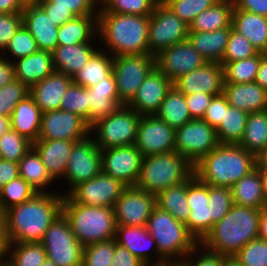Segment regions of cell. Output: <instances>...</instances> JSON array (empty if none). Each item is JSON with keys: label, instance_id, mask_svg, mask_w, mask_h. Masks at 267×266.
<instances>
[{"label": "cell", "instance_id": "67", "mask_svg": "<svg viewBox=\"0 0 267 266\" xmlns=\"http://www.w3.org/2000/svg\"><path fill=\"white\" fill-rule=\"evenodd\" d=\"M24 8L21 0H0V13L22 12Z\"/></svg>", "mask_w": 267, "mask_h": 266}, {"label": "cell", "instance_id": "32", "mask_svg": "<svg viewBox=\"0 0 267 266\" xmlns=\"http://www.w3.org/2000/svg\"><path fill=\"white\" fill-rule=\"evenodd\" d=\"M41 118V109L28 95L16 105L10 117V128L35 142L39 138Z\"/></svg>", "mask_w": 267, "mask_h": 266}, {"label": "cell", "instance_id": "47", "mask_svg": "<svg viewBox=\"0 0 267 266\" xmlns=\"http://www.w3.org/2000/svg\"><path fill=\"white\" fill-rule=\"evenodd\" d=\"M157 3V0H100L99 12L151 15Z\"/></svg>", "mask_w": 267, "mask_h": 266}, {"label": "cell", "instance_id": "18", "mask_svg": "<svg viewBox=\"0 0 267 266\" xmlns=\"http://www.w3.org/2000/svg\"><path fill=\"white\" fill-rule=\"evenodd\" d=\"M134 145L143 157L175 150V130L156 115L141 116Z\"/></svg>", "mask_w": 267, "mask_h": 266}, {"label": "cell", "instance_id": "48", "mask_svg": "<svg viewBox=\"0 0 267 266\" xmlns=\"http://www.w3.org/2000/svg\"><path fill=\"white\" fill-rule=\"evenodd\" d=\"M38 50L39 48L35 39L26 27L22 25L0 54L9 61L14 62L17 59L31 55Z\"/></svg>", "mask_w": 267, "mask_h": 266}, {"label": "cell", "instance_id": "49", "mask_svg": "<svg viewBox=\"0 0 267 266\" xmlns=\"http://www.w3.org/2000/svg\"><path fill=\"white\" fill-rule=\"evenodd\" d=\"M210 231L213 225L220 221L234 205L230 187L209 185Z\"/></svg>", "mask_w": 267, "mask_h": 266}, {"label": "cell", "instance_id": "4", "mask_svg": "<svg viewBox=\"0 0 267 266\" xmlns=\"http://www.w3.org/2000/svg\"><path fill=\"white\" fill-rule=\"evenodd\" d=\"M256 168V156L240 145L219 144L194 165V175L202 182L232 187Z\"/></svg>", "mask_w": 267, "mask_h": 266}, {"label": "cell", "instance_id": "27", "mask_svg": "<svg viewBox=\"0 0 267 266\" xmlns=\"http://www.w3.org/2000/svg\"><path fill=\"white\" fill-rule=\"evenodd\" d=\"M100 43L88 42L76 45H57L51 52L55 71L73 77L100 48Z\"/></svg>", "mask_w": 267, "mask_h": 266}, {"label": "cell", "instance_id": "76", "mask_svg": "<svg viewBox=\"0 0 267 266\" xmlns=\"http://www.w3.org/2000/svg\"><path fill=\"white\" fill-rule=\"evenodd\" d=\"M160 266H183L181 263H166Z\"/></svg>", "mask_w": 267, "mask_h": 266}, {"label": "cell", "instance_id": "33", "mask_svg": "<svg viewBox=\"0 0 267 266\" xmlns=\"http://www.w3.org/2000/svg\"><path fill=\"white\" fill-rule=\"evenodd\" d=\"M58 45H76L100 42L98 16H76L61 25L58 30Z\"/></svg>", "mask_w": 267, "mask_h": 266}, {"label": "cell", "instance_id": "41", "mask_svg": "<svg viewBox=\"0 0 267 266\" xmlns=\"http://www.w3.org/2000/svg\"><path fill=\"white\" fill-rule=\"evenodd\" d=\"M156 205L186 223L191 212L187 201V181L161 191L156 196Z\"/></svg>", "mask_w": 267, "mask_h": 266}, {"label": "cell", "instance_id": "52", "mask_svg": "<svg viewBox=\"0 0 267 266\" xmlns=\"http://www.w3.org/2000/svg\"><path fill=\"white\" fill-rule=\"evenodd\" d=\"M114 255V239L83 247L82 266H111Z\"/></svg>", "mask_w": 267, "mask_h": 266}, {"label": "cell", "instance_id": "51", "mask_svg": "<svg viewBox=\"0 0 267 266\" xmlns=\"http://www.w3.org/2000/svg\"><path fill=\"white\" fill-rule=\"evenodd\" d=\"M88 90L86 87L71 83L63 95L60 109L79 115L88 125Z\"/></svg>", "mask_w": 267, "mask_h": 266}, {"label": "cell", "instance_id": "66", "mask_svg": "<svg viewBox=\"0 0 267 266\" xmlns=\"http://www.w3.org/2000/svg\"><path fill=\"white\" fill-rule=\"evenodd\" d=\"M255 82L267 90V53H260V67Z\"/></svg>", "mask_w": 267, "mask_h": 266}, {"label": "cell", "instance_id": "72", "mask_svg": "<svg viewBox=\"0 0 267 266\" xmlns=\"http://www.w3.org/2000/svg\"><path fill=\"white\" fill-rule=\"evenodd\" d=\"M261 178H262L264 197L267 204V172H261Z\"/></svg>", "mask_w": 267, "mask_h": 266}, {"label": "cell", "instance_id": "75", "mask_svg": "<svg viewBox=\"0 0 267 266\" xmlns=\"http://www.w3.org/2000/svg\"><path fill=\"white\" fill-rule=\"evenodd\" d=\"M41 266H56L49 258H47Z\"/></svg>", "mask_w": 267, "mask_h": 266}, {"label": "cell", "instance_id": "64", "mask_svg": "<svg viewBox=\"0 0 267 266\" xmlns=\"http://www.w3.org/2000/svg\"><path fill=\"white\" fill-rule=\"evenodd\" d=\"M15 79L14 63L0 54V88Z\"/></svg>", "mask_w": 267, "mask_h": 266}, {"label": "cell", "instance_id": "57", "mask_svg": "<svg viewBox=\"0 0 267 266\" xmlns=\"http://www.w3.org/2000/svg\"><path fill=\"white\" fill-rule=\"evenodd\" d=\"M226 256L206 249L199 243L180 262L183 266H225Z\"/></svg>", "mask_w": 267, "mask_h": 266}, {"label": "cell", "instance_id": "68", "mask_svg": "<svg viewBox=\"0 0 267 266\" xmlns=\"http://www.w3.org/2000/svg\"><path fill=\"white\" fill-rule=\"evenodd\" d=\"M259 238L267 241V206L261 209L259 218Z\"/></svg>", "mask_w": 267, "mask_h": 266}, {"label": "cell", "instance_id": "56", "mask_svg": "<svg viewBox=\"0 0 267 266\" xmlns=\"http://www.w3.org/2000/svg\"><path fill=\"white\" fill-rule=\"evenodd\" d=\"M233 257L243 266H267V241L260 238L251 240Z\"/></svg>", "mask_w": 267, "mask_h": 266}, {"label": "cell", "instance_id": "7", "mask_svg": "<svg viewBox=\"0 0 267 266\" xmlns=\"http://www.w3.org/2000/svg\"><path fill=\"white\" fill-rule=\"evenodd\" d=\"M194 165L176 151L143 157L136 187L157 196L170 186L188 181Z\"/></svg>", "mask_w": 267, "mask_h": 266}, {"label": "cell", "instance_id": "65", "mask_svg": "<svg viewBox=\"0 0 267 266\" xmlns=\"http://www.w3.org/2000/svg\"><path fill=\"white\" fill-rule=\"evenodd\" d=\"M44 10L48 14V16L53 20L54 24L58 27L76 17L69 9L67 10L44 9Z\"/></svg>", "mask_w": 267, "mask_h": 266}, {"label": "cell", "instance_id": "44", "mask_svg": "<svg viewBox=\"0 0 267 266\" xmlns=\"http://www.w3.org/2000/svg\"><path fill=\"white\" fill-rule=\"evenodd\" d=\"M224 83L244 84L255 82L260 67V52L250 58L221 63Z\"/></svg>", "mask_w": 267, "mask_h": 266}, {"label": "cell", "instance_id": "60", "mask_svg": "<svg viewBox=\"0 0 267 266\" xmlns=\"http://www.w3.org/2000/svg\"><path fill=\"white\" fill-rule=\"evenodd\" d=\"M213 97L210 94L201 92L185 95L187 108L192 119H202L204 117Z\"/></svg>", "mask_w": 267, "mask_h": 266}, {"label": "cell", "instance_id": "28", "mask_svg": "<svg viewBox=\"0 0 267 266\" xmlns=\"http://www.w3.org/2000/svg\"><path fill=\"white\" fill-rule=\"evenodd\" d=\"M74 141L68 140H43L38 139L33 142V148L41 157L48 174L57 183L63 179L69 155L74 145ZM61 180V181H60Z\"/></svg>", "mask_w": 267, "mask_h": 266}, {"label": "cell", "instance_id": "39", "mask_svg": "<svg viewBox=\"0 0 267 266\" xmlns=\"http://www.w3.org/2000/svg\"><path fill=\"white\" fill-rule=\"evenodd\" d=\"M238 145L255 156L267 148V109L249 113Z\"/></svg>", "mask_w": 267, "mask_h": 266}, {"label": "cell", "instance_id": "31", "mask_svg": "<svg viewBox=\"0 0 267 266\" xmlns=\"http://www.w3.org/2000/svg\"><path fill=\"white\" fill-rule=\"evenodd\" d=\"M13 63L15 79L28 88L55 71L52 53L44 50H38L31 55L17 59Z\"/></svg>", "mask_w": 267, "mask_h": 266}, {"label": "cell", "instance_id": "69", "mask_svg": "<svg viewBox=\"0 0 267 266\" xmlns=\"http://www.w3.org/2000/svg\"><path fill=\"white\" fill-rule=\"evenodd\" d=\"M7 241L5 237L4 219L0 215V259H6Z\"/></svg>", "mask_w": 267, "mask_h": 266}, {"label": "cell", "instance_id": "54", "mask_svg": "<svg viewBox=\"0 0 267 266\" xmlns=\"http://www.w3.org/2000/svg\"><path fill=\"white\" fill-rule=\"evenodd\" d=\"M259 52L241 34L230 28V36L221 63L234 62L253 57Z\"/></svg>", "mask_w": 267, "mask_h": 266}, {"label": "cell", "instance_id": "23", "mask_svg": "<svg viewBox=\"0 0 267 266\" xmlns=\"http://www.w3.org/2000/svg\"><path fill=\"white\" fill-rule=\"evenodd\" d=\"M223 84V66L216 62H207L174 82V86L184 95L201 92L217 96L222 94Z\"/></svg>", "mask_w": 267, "mask_h": 266}, {"label": "cell", "instance_id": "77", "mask_svg": "<svg viewBox=\"0 0 267 266\" xmlns=\"http://www.w3.org/2000/svg\"><path fill=\"white\" fill-rule=\"evenodd\" d=\"M0 266H11V265H9V263L8 262H6L5 260L0 264Z\"/></svg>", "mask_w": 267, "mask_h": 266}, {"label": "cell", "instance_id": "74", "mask_svg": "<svg viewBox=\"0 0 267 266\" xmlns=\"http://www.w3.org/2000/svg\"><path fill=\"white\" fill-rule=\"evenodd\" d=\"M24 6L27 5H38L42 3L44 0H21Z\"/></svg>", "mask_w": 267, "mask_h": 266}, {"label": "cell", "instance_id": "12", "mask_svg": "<svg viewBox=\"0 0 267 266\" xmlns=\"http://www.w3.org/2000/svg\"><path fill=\"white\" fill-rule=\"evenodd\" d=\"M156 66L151 54L113 56V72L116 78L119 100L127 105L139 86Z\"/></svg>", "mask_w": 267, "mask_h": 266}, {"label": "cell", "instance_id": "70", "mask_svg": "<svg viewBox=\"0 0 267 266\" xmlns=\"http://www.w3.org/2000/svg\"><path fill=\"white\" fill-rule=\"evenodd\" d=\"M256 168L261 172H267V148L256 156Z\"/></svg>", "mask_w": 267, "mask_h": 266}, {"label": "cell", "instance_id": "11", "mask_svg": "<svg viewBox=\"0 0 267 266\" xmlns=\"http://www.w3.org/2000/svg\"><path fill=\"white\" fill-rule=\"evenodd\" d=\"M102 172L101 149L95 144L94 138L88 135L86 138L74 143L63 181L66 190L60 193L67 195L78 184L88 181Z\"/></svg>", "mask_w": 267, "mask_h": 266}, {"label": "cell", "instance_id": "10", "mask_svg": "<svg viewBox=\"0 0 267 266\" xmlns=\"http://www.w3.org/2000/svg\"><path fill=\"white\" fill-rule=\"evenodd\" d=\"M189 25L175 15L163 2H158L150 15L149 54L159 55L163 50L188 40Z\"/></svg>", "mask_w": 267, "mask_h": 266}, {"label": "cell", "instance_id": "9", "mask_svg": "<svg viewBox=\"0 0 267 266\" xmlns=\"http://www.w3.org/2000/svg\"><path fill=\"white\" fill-rule=\"evenodd\" d=\"M41 243L47 258L56 266H82L84 246L75 238L62 213L48 227Z\"/></svg>", "mask_w": 267, "mask_h": 266}, {"label": "cell", "instance_id": "35", "mask_svg": "<svg viewBox=\"0 0 267 266\" xmlns=\"http://www.w3.org/2000/svg\"><path fill=\"white\" fill-rule=\"evenodd\" d=\"M229 36L230 28L212 32L189 31L188 40L207 62L221 64Z\"/></svg>", "mask_w": 267, "mask_h": 266}, {"label": "cell", "instance_id": "62", "mask_svg": "<svg viewBox=\"0 0 267 266\" xmlns=\"http://www.w3.org/2000/svg\"><path fill=\"white\" fill-rule=\"evenodd\" d=\"M234 7L267 17V0H233Z\"/></svg>", "mask_w": 267, "mask_h": 266}, {"label": "cell", "instance_id": "42", "mask_svg": "<svg viewBox=\"0 0 267 266\" xmlns=\"http://www.w3.org/2000/svg\"><path fill=\"white\" fill-rule=\"evenodd\" d=\"M248 116L247 112L230 105L224 109L222 122L216 128L218 143L238 145L243 137Z\"/></svg>", "mask_w": 267, "mask_h": 266}, {"label": "cell", "instance_id": "61", "mask_svg": "<svg viewBox=\"0 0 267 266\" xmlns=\"http://www.w3.org/2000/svg\"><path fill=\"white\" fill-rule=\"evenodd\" d=\"M111 266H146L127 248L118 245L114 239V255Z\"/></svg>", "mask_w": 267, "mask_h": 266}, {"label": "cell", "instance_id": "59", "mask_svg": "<svg viewBox=\"0 0 267 266\" xmlns=\"http://www.w3.org/2000/svg\"><path fill=\"white\" fill-rule=\"evenodd\" d=\"M228 106L229 103L223 94L214 96L202 119L216 129L222 122L224 109Z\"/></svg>", "mask_w": 267, "mask_h": 266}, {"label": "cell", "instance_id": "17", "mask_svg": "<svg viewBox=\"0 0 267 266\" xmlns=\"http://www.w3.org/2000/svg\"><path fill=\"white\" fill-rule=\"evenodd\" d=\"M90 135V127L79 115L61 109L42 113L39 138L80 141Z\"/></svg>", "mask_w": 267, "mask_h": 266}, {"label": "cell", "instance_id": "50", "mask_svg": "<svg viewBox=\"0 0 267 266\" xmlns=\"http://www.w3.org/2000/svg\"><path fill=\"white\" fill-rule=\"evenodd\" d=\"M219 0H165L163 3L182 21L190 25L196 16Z\"/></svg>", "mask_w": 267, "mask_h": 266}, {"label": "cell", "instance_id": "6", "mask_svg": "<svg viewBox=\"0 0 267 266\" xmlns=\"http://www.w3.org/2000/svg\"><path fill=\"white\" fill-rule=\"evenodd\" d=\"M146 229L156 241L158 254L167 263H180L199 244L185 223L157 205L148 218Z\"/></svg>", "mask_w": 267, "mask_h": 266}, {"label": "cell", "instance_id": "45", "mask_svg": "<svg viewBox=\"0 0 267 266\" xmlns=\"http://www.w3.org/2000/svg\"><path fill=\"white\" fill-rule=\"evenodd\" d=\"M36 194V190L18 176L0 189V215L9 208L30 200Z\"/></svg>", "mask_w": 267, "mask_h": 266}, {"label": "cell", "instance_id": "16", "mask_svg": "<svg viewBox=\"0 0 267 266\" xmlns=\"http://www.w3.org/2000/svg\"><path fill=\"white\" fill-rule=\"evenodd\" d=\"M126 188L116 178L103 172L74 187L67 195L78 204L97 207H114Z\"/></svg>", "mask_w": 267, "mask_h": 266}, {"label": "cell", "instance_id": "21", "mask_svg": "<svg viewBox=\"0 0 267 266\" xmlns=\"http://www.w3.org/2000/svg\"><path fill=\"white\" fill-rule=\"evenodd\" d=\"M187 201L191 212L185 225L200 243L210 232L209 184L193 175L187 181Z\"/></svg>", "mask_w": 267, "mask_h": 266}, {"label": "cell", "instance_id": "34", "mask_svg": "<svg viewBox=\"0 0 267 266\" xmlns=\"http://www.w3.org/2000/svg\"><path fill=\"white\" fill-rule=\"evenodd\" d=\"M19 176L30 184L37 193H55L51 189L56 182L48 174L41 157L32 147L18 162ZM55 190V191H54Z\"/></svg>", "mask_w": 267, "mask_h": 266}, {"label": "cell", "instance_id": "8", "mask_svg": "<svg viewBox=\"0 0 267 266\" xmlns=\"http://www.w3.org/2000/svg\"><path fill=\"white\" fill-rule=\"evenodd\" d=\"M141 115L127 105L90 127V135L101 149H109L135 143Z\"/></svg>", "mask_w": 267, "mask_h": 266}, {"label": "cell", "instance_id": "30", "mask_svg": "<svg viewBox=\"0 0 267 266\" xmlns=\"http://www.w3.org/2000/svg\"><path fill=\"white\" fill-rule=\"evenodd\" d=\"M232 29L244 36L260 53H267V17L234 7Z\"/></svg>", "mask_w": 267, "mask_h": 266}, {"label": "cell", "instance_id": "53", "mask_svg": "<svg viewBox=\"0 0 267 266\" xmlns=\"http://www.w3.org/2000/svg\"><path fill=\"white\" fill-rule=\"evenodd\" d=\"M43 9L71 10L75 16H98L100 0H44Z\"/></svg>", "mask_w": 267, "mask_h": 266}, {"label": "cell", "instance_id": "71", "mask_svg": "<svg viewBox=\"0 0 267 266\" xmlns=\"http://www.w3.org/2000/svg\"><path fill=\"white\" fill-rule=\"evenodd\" d=\"M10 128V118L0 115V137Z\"/></svg>", "mask_w": 267, "mask_h": 266}, {"label": "cell", "instance_id": "46", "mask_svg": "<svg viewBox=\"0 0 267 266\" xmlns=\"http://www.w3.org/2000/svg\"><path fill=\"white\" fill-rule=\"evenodd\" d=\"M32 147L33 142L9 128L0 137V159L19 162Z\"/></svg>", "mask_w": 267, "mask_h": 266}, {"label": "cell", "instance_id": "37", "mask_svg": "<svg viewBox=\"0 0 267 266\" xmlns=\"http://www.w3.org/2000/svg\"><path fill=\"white\" fill-rule=\"evenodd\" d=\"M234 204L239 206L262 209L267 206L264 197L261 171L255 168L240 178L232 187Z\"/></svg>", "mask_w": 267, "mask_h": 266}, {"label": "cell", "instance_id": "20", "mask_svg": "<svg viewBox=\"0 0 267 266\" xmlns=\"http://www.w3.org/2000/svg\"><path fill=\"white\" fill-rule=\"evenodd\" d=\"M173 86L174 83L155 66L127 106L141 116L155 115Z\"/></svg>", "mask_w": 267, "mask_h": 266}, {"label": "cell", "instance_id": "25", "mask_svg": "<svg viewBox=\"0 0 267 266\" xmlns=\"http://www.w3.org/2000/svg\"><path fill=\"white\" fill-rule=\"evenodd\" d=\"M21 13L23 25L35 39L39 50L52 52L58 45L59 27L39 4L27 5Z\"/></svg>", "mask_w": 267, "mask_h": 266}, {"label": "cell", "instance_id": "26", "mask_svg": "<svg viewBox=\"0 0 267 266\" xmlns=\"http://www.w3.org/2000/svg\"><path fill=\"white\" fill-rule=\"evenodd\" d=\"M73 82L72 77L54 71L42 81L29 88V95L41 109V112L60 109L63 95Z\"/></svg>", "mask_w": 267, "mask_h": 266}, {"label": "cell", "instance_id": "55", "mask_svg": "<svg viewBox=\"0 0 267 266\" xmlns=\"http://www.w3.org/2000/svg\"><path fill=\"white\" fill-rule=\"evenodd\" d=\"M29 95V88L14 79L0 88V115L11 117L16 105Z\"/></svg>", "mask_w": 267, "mask_h": 266}, {"label": "cell", "instance_id": "73", "mask_svg": "<svg viewBox=\"0 0 267 266\" xmlns=\"http://www.w3.org/2000/svg\"><path fill=\"white\" fill-rule=\"evenodd\" d=\"M225 266H243V265L236 258L226 256Z\"/></svg>", "mask_w": 267, "mask_h": 266}, {"label": "cell", "instance_id": "13", "mask_svg": "<svg viewBox=\"0 0 267 266\" xmlns=\"http://www.w3.org/2000/svg\"><path fill=\"white\" fill-rule=\"evenodd\" d=\"M219 145L216 129L203 119H192L175 130V150L195 165Z\"/></svg>", "mask_w": 267, "mask_h": 266}, {"label": "cell", "instance_id": "14", "mask_svg": "<svg viewBox=\"0 0 267 266\" xmlns=\"http://www.w3.org/2000/svg\"><path fill=\"white\" fill-rule=\"evenodd\" d=\"M102 172L126 187L135 186L140 175L143 155L134 144L101 150Z\"/></svg>", "mask_w": 267, "mask_h": 266}, {"label": "cell", "instance_id": "22", "mask_svg": "<svg viewBox=\"0 0 267 266\" xmlns=\"http://www.w3.org/2000/svg\"><path fill=\"white\" fill-rule=\"evenodd\" d=\"M114 239L118 245L127 248L146 266H160L167 263L158 254L156 241L146 226L117 225Z\"/></svg>", "mask_w": 267, "mask_h": 266}, {"label": "cell", "instance_id": "1", "mask_svg": "<svg viewBox=\"0 0 267 266\" xmlns=\"http://www.w3.org/2000/svg\"><path fill=\"white\" fill-rule=\"evenodd\" d=\"M63 198L59 191L37 193L6 210L2 217L7 243L41 242L48 227L62 213Z\"/></svg>", "mask_w": 267, "mask_h": 266}, {"label": "cell", "instance_id": "2", "mask_svg": "<svg viewBox=\"0 0 267 266\" xmlns=\"http://www.w3.org/2000/svg\"><path fill=\"white\" fill-rule=\"evenodd\" d=\"M149 21L150 15L98 12L100 48L112 56L149 54Z\"/></svg>", "mask_w": 267, "mask_h": 266}, {"label": "cell", "instance_id": "15", "mask_svg": "<svg viewBox=\"0 0 267 266\" xmlns=\"http://www.w3.org/2000/svg\"><path fill=\"white\" fill-rule=\"evenodd\" d=\"M155 206V195L136 186L126 187L113 207L116 223L121 226H146Z\"/></svg>", "mask_w": 267, "mask_h": 266}, {"label": "cell", "instance_id": "5", "mask_svg": "<svg viewBox=\"0 0 267 266\" xmlns=\"http://www.w3.org/2000/svg\"><path fill=\"white\" fill-rule=\"evenodd\" d=\"M62 214L83 246L115 238L117 223L113 207L86 206L64 195Z\"/></svg>", "mask_w": 267, "mask_h": 266}, {"label": "cell", "instance_id": "19", "mask_svg": "<svg viewBox=\"0 0 267 266\" xmlns=\"http://www.w3.org/2000/svg\"><path fill=\"white\" fill-rule=\"evenodd\" d=\"M206 63L189 40L174 44L156 56V67L173 83Z\"/></svg>", "mask_w": 267, "mask_h": 266}, {"label": "cell", "instance_id": "3", "mask_svg": "<svg viewBox=\"0 0 267 266\" xmlns=\"http://www.w3.org/2000/svg\"><path fill=\"white\" fill-rule=\"evenodd\" d=\"M261 209L234 204L200 242L217 254L233 257L251 240L259 238Z\"/></svg>", "mask_w": 267, "mask_h": 266}, {"label": "cell", "instance_id": "24", "mask_svg": "<svg viewBox=\"0 0 267 266\" xmlns=\"http://www.w3.org/2000/svg\"><path fill=\"white\" fill-rule=\"evenodd\" d=\"M88 90V126L115 113L124 104L119 100L115 75Z\"/></svg>", "mask_w": 267, "mask_h": 266}, {"label": "cell", "instance_id": "58", "mask_svg": "<svg viewBox=\"0 0 267 266\" xmlns=\"http://www.w3.org/2000/svg\"><path fill=\"white\" fill-rule=\"evenodd\" d=\"M23 25L22 13H0V53Z\"/></svg>", "mask_w": 267, "mask_h": 266}, {"label": "cell", "instance_id": "36", "mask_svg": "<svg viewBox=\"0 0 267 266\" xmlns=\"http://www.w3.org/2000/svg\"><path fill=\"white\" fill-rule=\"evenodd\" d=\"M114 75L113 56L99 48L79 71L72 77L73 83L90 88Z\"/></svg>", "mask_w": 267, "mask_h": 266}, {"label": "cell", "instance_id": "63", "mask_svg": "<svg viewBox=\"0 0 267 266\" xmlns=\"http://www.w3.org/2000/svg\"><path fill=\"white\" fill-rule=\"evenodd\" d=\"M19 176L18 162L0 159V189Z\"/></svg>", "mask_w": 267, "mask_h": 266}, {"label": "cell", "instance_id": "38", "mask_svg": "<svg viewBox=\"0 0 267 266\" xmlns=\"http://www.w3.org/2000/svg\"><path fill=\"white\" fill-rule=\"evenodd\" d=\"M233 0H219L212 7L195 17L189 25V31L212 32L223 28H231Z\"/></svg>", "mask_w": 267, "mask_h": 266}, {"label": "cell", "instance_id": "29", "mask_svg": "<svg viewBox=\"0 0 267 266\" xmlns=\"http://www.w3.org/2000/svg\"><path fill=\"white\" fill-rule=\"evenodd\" d=\"M222 94L230 106L253 113L267 109V90L256 82L223 84Z\"/></svg>", "mask_w": 267, "mask_h": 266}, {"label": "cell", "instance_id": "40", "mask_svg": "<svg viewBox=\"0 0 267 266\" xmlns=\"http://www.w3.org/2000/svg\"><path fill=\"white\" fill-rule=\"evenodd\" d=\"M155 115L174 130L192 120L185 101V95L175 86L168 92Z\"/></svg>", "mask_w": 267, "mask_h": 266}, {"label": "cell", "instance_id": "43", "mask_svg": "<svg viewBox=\"0 0 267 266\" xmlns=\"http://www.w3.org/2000/svg\"><path fill=\"white\" fill-rule=\"evenodd\" d=\"M46 259L41 242L7 243L5 261L11 266H41Z\"/></svg>", "mask_w": 267, "mask_h": 266}]
</instances>
